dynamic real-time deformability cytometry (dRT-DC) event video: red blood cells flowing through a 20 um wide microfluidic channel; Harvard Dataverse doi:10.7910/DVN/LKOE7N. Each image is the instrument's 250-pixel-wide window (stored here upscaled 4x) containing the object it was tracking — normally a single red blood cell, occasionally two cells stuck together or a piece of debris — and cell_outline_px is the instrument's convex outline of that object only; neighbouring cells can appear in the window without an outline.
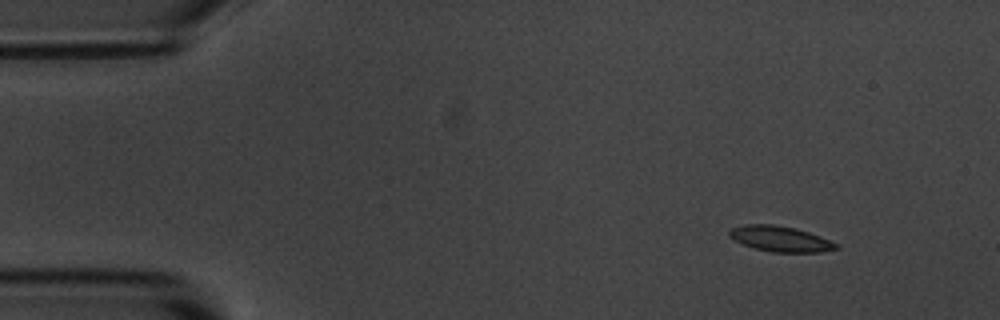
{"species": "common noctule bat (a hibernating species)", "species_latin": "Nyctalus noctula", "temperature_condition": "room temperature", "stored_images_in_passage": 3, "camera_frame_rate_fps": 3000, "um_per_image_px": 0.085, "animal": {"sex": "male", "body_mass_g": 20.1, "forearm_length_mm": 53.5}, "frame": {"image": 1, "passage_image": 1, "time_ms": 0.0, "image_size_px": [1000, 320], "cell_outline_px": [[840, 248], [820, 252], [772, 252], [756, 248], [744, 244], [728, 236], [728, 232], [732, 228], [744, 224], [772, 224], [796, 228], [820, 236], [840, 244]], "centroid_in_image_um": [66.37, 20.3], "position_along_channel_um": 18.6, "area_um2": 15.84}}